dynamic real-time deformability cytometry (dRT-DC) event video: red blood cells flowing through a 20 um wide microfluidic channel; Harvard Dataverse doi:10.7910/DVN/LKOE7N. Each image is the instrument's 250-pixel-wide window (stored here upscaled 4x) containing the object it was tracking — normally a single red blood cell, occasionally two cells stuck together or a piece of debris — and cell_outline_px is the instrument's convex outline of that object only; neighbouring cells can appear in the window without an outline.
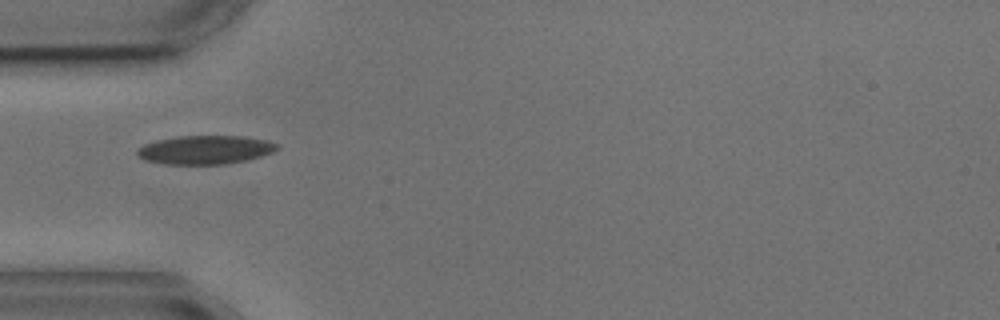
{"species": "common noctule bat (a hibernating species)", "species_latin": "Nyctalus noctula", "temperature_condition": "cold", "stored_images_in_passage": 1, "camera_frame_rate_fps": 3000, "um_per_image_px": 0.085, "animal": {"sex": "male", "body_mass_g": 17.9, "forearm_length_mm": 54.2}, "frame": {"image": 1, "passage_image": 1, "time_ms": 0.0, "image_size_px": [1000, 320], "cell_outline_px": [[280, 148], [272, 152], [260, 156], [244, 160], [224, 164], [164, 164], [144, 160], [136, 152], [136, 148], [144, 144], [156, 140], [176, 136], [244, 136], [268, 140], [280, 144]], "centroid_in_image_um": [17.44, 12.72], "position_along_channel_um": 67.6, "area_um2": 23.47}}